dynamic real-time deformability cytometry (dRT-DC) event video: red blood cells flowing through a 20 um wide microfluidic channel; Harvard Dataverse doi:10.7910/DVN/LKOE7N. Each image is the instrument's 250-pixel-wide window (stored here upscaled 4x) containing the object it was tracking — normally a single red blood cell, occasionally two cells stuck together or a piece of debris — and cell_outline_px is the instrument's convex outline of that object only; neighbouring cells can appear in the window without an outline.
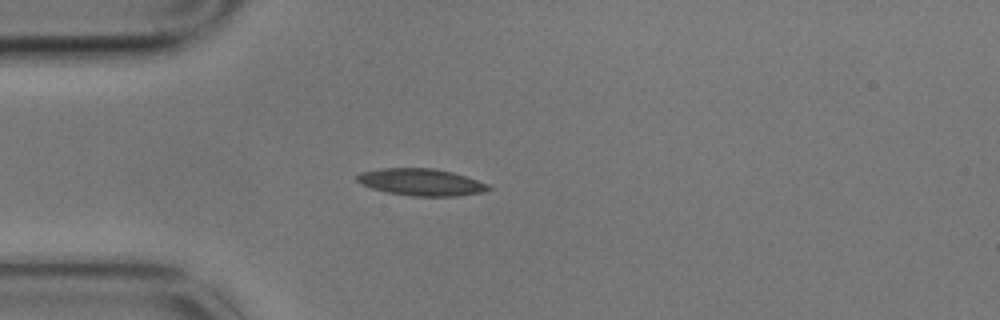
{"species": "common noctule bat (a hibernating species)", "species_latin": "Nyctalus noctula", "temperature_condition": "cold", "stored_images_in_passage": 4, "camera_frame_rate_fps": 3000, "um_per_image_px": 0.085, "animal": {"sex": "male", "body_mass_g": 17.9}, "frame": {"image": 1, "passage_image": 4, "time_ms": 1.0, "image_size_px": [1000, 320], "cell_outline_px": [[492, 188], [484, 192], [460, 196], [412, 196], [388, 192], [372, 188], [360, 184], [356, 180], [356, 176], [360, 172], [380, 168], [432, 168], [452, 172], [488, 184]], "centroid_in_image_um": [35.78, 15.48], "position_along_channel_um": 49.2, "area_um2": 20.63}}